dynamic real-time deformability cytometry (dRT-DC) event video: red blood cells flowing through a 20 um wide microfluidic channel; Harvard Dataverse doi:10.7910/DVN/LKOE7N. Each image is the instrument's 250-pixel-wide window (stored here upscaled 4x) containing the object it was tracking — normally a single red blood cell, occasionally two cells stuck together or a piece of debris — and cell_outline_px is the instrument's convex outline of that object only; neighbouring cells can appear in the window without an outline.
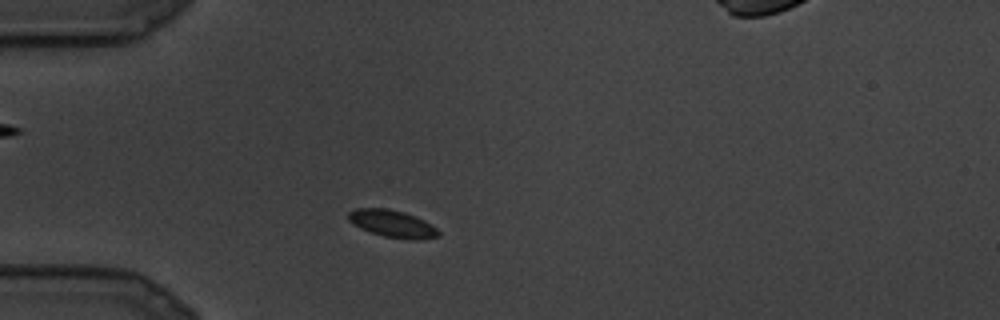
{"species": "common noctule bat (a hibernating species)", "species_latin": "Nyctalus noctula", "temperature_condition": "cold", "stored_images_in_passage": 10, "camera_frame_rate_fps": 3000, "um_per_image_px": 0.085, "animal": {"sex": "male", "body_mass_g": 19.5, "forearm_length_mm": 54.6}, "frame": {"image": 1, "passage_image": 2, "time_ms": 0.333, "image_size_px": [1000, 320], "cell_outline_px": [[440, 236], [416, 240], [412, 240], [384, 236], [360, 228], [352, 224], [348, 220], [348, 212], [356, 208], [388, 208], [404, 212], [416, 216], [432, 224], [440, 232]], "centroid_in_image_um": [33.36, 19.0], "position_along_channel_um": 51.6, "area_um2": 14.39}}
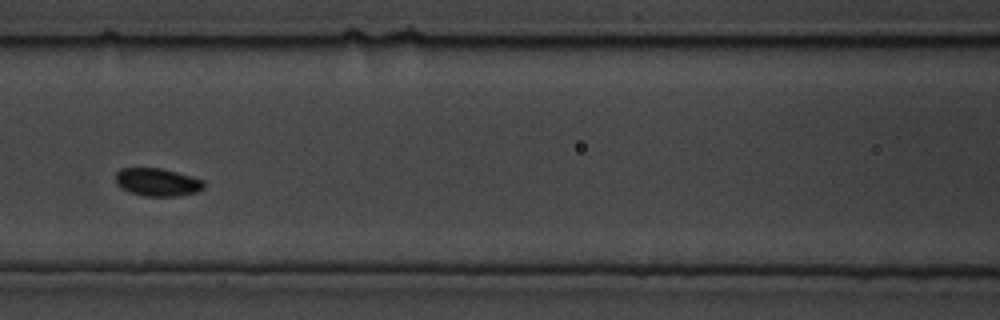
{"frame": {"image": 2, "passage_image": 7, "time_ms": 2.0, "image_size_px": [1000, 320], "cell_outline_px": [[204, 188], [196, 192], [176, 196], [144, 196], [132, 192], [116, 184], [116, 172], [120, 168], [160, 168], [192, 176], [204, 180]], "centroid_in_image_um": [13.39, 15.47], "position_along_channel_um": 153.2, "area_um2": 14.22}}
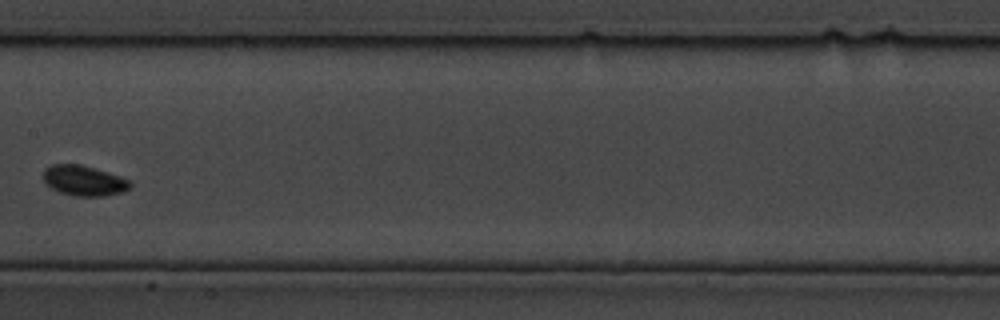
{"frame": {"image": 3, "passage_image": 9, "time_ms": 2.667, "image_size_px": [1000, 320], "cell_outline_px": [[132, 184], [128, 188], [120, 192], [104, 196], [76, 196], [60, 192], [52, 188], [44, 180], [44, 168], [52, 164], [80, 164], [120, 176], [128, 180]], "centroid_in_image_um": [7.11, 15.34], "position_along_channel_um": 200.3, "area_um2": 15.03}}